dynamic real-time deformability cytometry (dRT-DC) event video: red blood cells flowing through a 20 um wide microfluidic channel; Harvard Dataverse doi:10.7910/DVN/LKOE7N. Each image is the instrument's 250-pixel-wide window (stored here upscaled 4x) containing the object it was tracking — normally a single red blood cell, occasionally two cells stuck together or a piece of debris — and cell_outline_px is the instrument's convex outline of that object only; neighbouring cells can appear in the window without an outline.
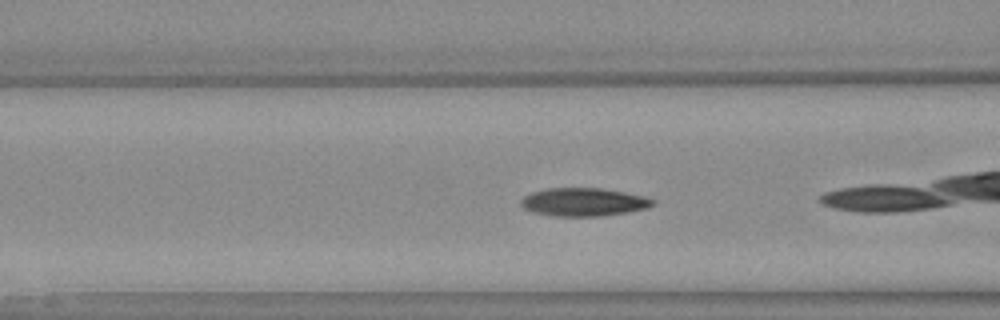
{"species": "Egyptian fruit bat (a non-hibernating species)", "species_latin": "Rousettus aegyptiacus", "temperature_condition": "warm", "stored_images_in_passage": 26, "camera_frame_rate_fps": 3000, "um_per_image_px": 0.085, "animal": {"sex": "female"}, "frame": {"image": 1, "passage_image": 5, "time_ms": 1.333, "image_size_px": [1000, 320], "cell_outline_px": [[656, 204], [648, 208], [628, 212], [600, 216], [552, 216], [532, 212], [524, 208], [520, 204], [520, 200], [524, 196], [532, 192], [544, 188], [600, 188], [624, 192], [644, 196], [656, 200]], "centroid_in_image_um": [49.61, 17.17], "position_along_channel_um": 117.0, "area_um2": 21.85}}
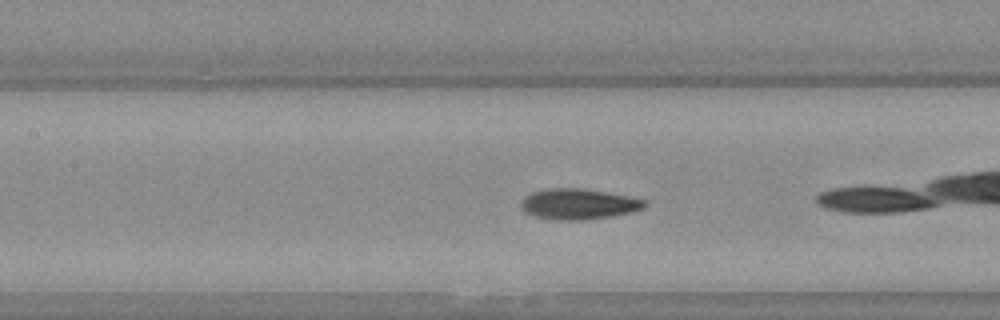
{"frame": {"image": 2, "passage_image": 8, "time_ms": 2.333, "image_size_px": [1000, 320], "cell_outline_px": [[648, 204], [644, 208], [632, 212], [612, 216], [584, 220], [556, 220], [536, 216], [528, 212], [520, 204], [524, 196], [532, 192], [548, 188], [584, 188], [628, 196], [648, 200]], "centroid_in_image_um": [49.23, 17.33], "position_along_channel_um": 158.2, "area_um2": 22.08}}